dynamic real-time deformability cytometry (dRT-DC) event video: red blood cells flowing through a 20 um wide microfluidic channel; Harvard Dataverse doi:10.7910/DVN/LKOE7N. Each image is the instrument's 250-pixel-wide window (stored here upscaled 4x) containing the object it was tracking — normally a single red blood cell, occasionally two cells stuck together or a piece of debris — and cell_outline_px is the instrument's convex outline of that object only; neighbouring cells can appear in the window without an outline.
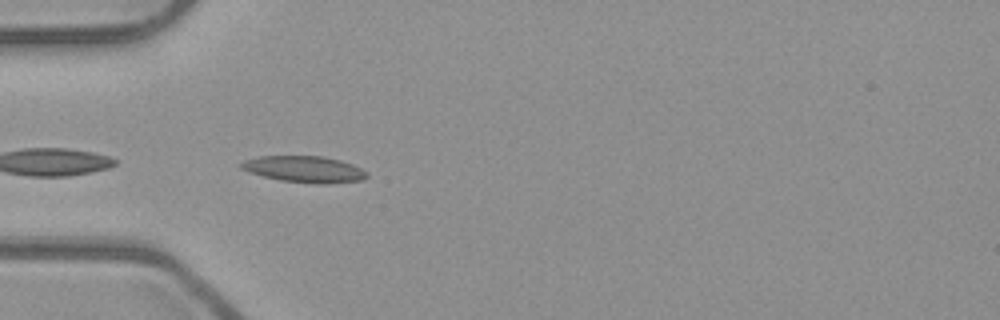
{"species": "common noctule bat (a hibernating species)", "species_latin": "Nyctalus noctula", "temperature_condition": "room temperature", "stored_images_in_passage": 8, "camera_frame_rate_fps": 3000, "um_per_image_px": 0.085, "animal": {"sex": "male", "body_mass_g": 23.1, "forearm_length_mm": 52.7}, "frame": {"image": 1, "passage_image": 2, "time_ms": 0.333, "image_size_px": [1000, 320], "cell_outline_px": [[368, 176], [364, 180], [328, 184], [316, 184], [280, 180], [248, 172], [240, 168], [236, 164], [244, 160], [256, 156], [324, 156], [340, 160], [352, 164], [368, 172]], "centroid_in_image_um": [25.85, 14.38], "position_along_channel_um": 59.1, "area_um2": 19.65}}
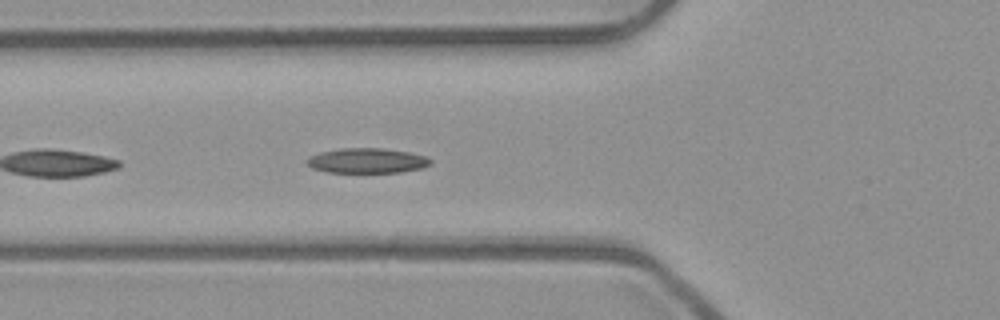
{"frame": {"image": 2, "passage_image": 5, "time_ms": 1.333, "image_size_px": [1000, 320], "cell_outline_px": [[432, 164], [424, 168], [400, 172], [328, 172], [312, 168], [304, 160], [308, 156], [320, 152], [340, 148], [384, 148], [408, 152], [424, 156], [432, 160]], "centroid_in_image_um": [31.19, 13.65], "position_along_channel_um": 94.6, "area_um2": 18.09}}